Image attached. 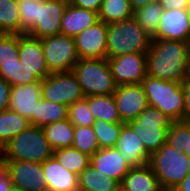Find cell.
Wrapping results in <instances>:
<instances>
[{
  "label": "cell",
  "instance_id": "obj_1",
  "mask_svg": "<svg viewBox=\"0 0 190 191\" xmlns=\"http://www.w3.org/2000/svg\"><path fill=\"white\" fill-rule=\"evenodd\" d=\"M190 43L152 39L147 52V75L181 83L189 74Z\"/></svg>",
  "mask_w": 190,
  "mask_h": 191
},
{
  "label": "cell",
  "instance_id": "obj_2",
  "mask_svg": "<svg viewBox=\"0 0 190 191\" xmlns=\"http://www.w3.org/2000/svg\"><path fill=\"white\" fill-rule=\"evenodd\" d=\"M151 36L132 18L108 24L107 59L129 53H147Z\"/></svg>",
  "mask_w": 190,
  "mask_h": 191
},
{
  "label": "cell",
  "instance_id": "obj_3",
  "mask_svg": "<svg viewBox=\"0 0 190 191\" xmlns=\"http://www.w3.org/2000/svg\"><path fill=\"white\" fill-rule=\"evenodd\" d=\"M3 161H32L43 163L53 157L54 150L42 127L30 125L13 137L3 148Z\"/></svg>",
  "mask_w": 190,
  "mask_h": 191
},
{
  "label": "cell",
  "instance_id": "obj_4",
  "mask_svg": "<svg viewBox=\"0 0 190 191\" xmlns=\"http://www.w3.org/2000/svg\"><path fill=\"white\" fill-rule=\"evenodd\" d=\"M141 84L149 106L159 109L173 122L183 121L184 94L181 83L146 75Z\"/></svg>",
  "mask_w": 190,
  "mask_h": 191
},
{
  "label": "cell",
  "instance_id": "obj_5",
  "mask_svg": "<svg viewBox=\"0 0 190 191\" xmlns=\"http://www.w3.org/2000/svg\"><path fill=\"white\" fill-rule=\"evenodd\" d=\"M147 165L161 188L174 189L190 173V158L167 142L150 154Z\"/></svg>",
  "mask_w": 190,
  "mask_h": 191
},
{
  "label": "cell",
  "instance_id": "obj_6",
  "mask_svg": "<svg viewBox=\"0 0 190 191\" xmlns=\"http://www.w3.org/2000/svg\"><path fill=\"white\" fill-rule=\"evenodd\" d=\"M72 71L85 97L112 95L117 88L107 58L79 59Z\"/></svg>",
  "mask_w": 190,
  "mask_h": 191
},
{
  "label": "cell",
  "instance_id": "obj_7",
  "mask_svg": "<svg viewBox=\"0 0 190 191\" xmlns=\"http://www.w3.org/2000/svg\"><path fill=\"white\" fill-rule=\"evenodd\" d=\"M172 120L159 109L148 106L138 117L127 124L138 134L145 149L151 154L167 142Z\"/></svg>",
  "mask_w": 190,
  "mask_h": 191
},
{
  "label": "cell",
  "instance_id": "obj_8",
  "mask_svg": "<svg viewBox=\"0 0 190 191\" xmlns=\"http://www.w3.org/2000/svg\"><path fill=\"white\" fill-rule=\"evenodd\" d=\"M46 65L50 73L72 71L79 61L75 39L58 34L42 38Z\"/></svg>",
  "mask_w": 190,
  "mask_h": 191
},
{
  "label": "cell",
  "instance_id": "obj_9",
  "mask_svg": "<svg viewBox=\"0 0 190 191\" xmlns=\"http://www.w3.org/2000/svg\"><path fill=\"white\" fill-rule=\"evenodd\" d=\"M41 97L69 106L85 96L73 71H65L51 73L41 80Z\"/></svg>",
  "mask_w": 190,
  "mask_h": 191
},
{
  "label": "cell",
  "instance_id": "obj_10",
  "mask_svg": "<svg viewBox=\"0 0 190 191\" xmlns=\"http://www.w3.org/2000/svg\"><path fill=\"white\" fill-rule=\"evenodd\" d=\"M117 85L141 84L147 75V53H129L108 59Z\"/></svg>",
  "mask_w": 190,
  "mask_h": 191
},
{
  "label": "cell",
  "instance_id": "obj_11",
  "mask_svg": "<svg viewBox=\"0 0 190 191\" xmlns=\"http://www.w3.org/2000/svg\"><path fill=\"white\" fill-rule=\"evenodd\" d=\"M13 186L24 191H48L42 163L32 161H3Z\"/></svg>",
  "mask_w": 190,
  "mask_h": 191
},
{
  "label": "cell",
  "instance_id": "obj_12",
  "mask_svg": "<svg viewBox=\"0 0 190 191\" xmlns=\"http://www.w3.org/2000/svg\"><path fill=\"white\" fill-rule=\"evenodd\" d=\"M113 96L122 123L135 120L149 106L142 84L117 85Z\"/></svg>",
  "mask_w": 190,
  "mask_h": 191
},
{
  "label": "cell",
  "instance_id": "obj_13",
  "mask_svg": "<svg viewBox=\"0 0 190 191\" xmlns=\"http://www.w3.org/2000/svg\"><path fill=\"white\" fill-rule=\"evenodd\" d=\"M107 29L108 24L98 20L74 38L79 59L107 58Z\"/></svg>",
  "mask_w": 190,
  "mask_h": 191
},
{
  "label": "cell",
  "instance_id": "obj_14",
  "mask_svg": "<svg viewBox=\"0 0 190 191\" xmlns=\"http://www.w3.org/2000/svg\"><path fill=\"white\" fill-rule=\"evenodd\" d=\"M69 0H45L40 5L39 20L26 33L37 39L61 34V20Z\"/></svg>",
  "mask_w": 190,
  "mask_h": 191
},
{
  "label": "cell",
  "instance_id": "obj_15",
  "mask_svg": "<svg viewBox=\"0 0 190 191\" xmlns=\"http://www.w3.org/2000/svg\"><path fill=\"white\" fill-rule=\"evenodd\" d=\"M151 39L178 40L190 43V22L187 9H163Z\"/></svg>",
  "mask_w": 190,
  "mask_h": 191
},
{
  "label": "cell",
  "instance_id": "obj_16",
  "mask_svg": "<svg viewBox=\"0 0 190 191\" xmlns=\"http://www.w3.org/2000/svg\"><path fill=\"white\" fill-rule=\"evenodd\" d=\"M116 148L131 168L148 164L150 153L145 149L138 134L127 123L121 127Z\"/></svg>",
  "mask_w": 190,
  "mask_h": 191
},
{
  "label": "cell",
  "instance_id": "obj_17",
  "mask_svg": "<svg viewBox=\"0 0 190 191\" xmlns=\"http://www.w3.org/2000/svg\"><path fill=\"white\" fill-rule=\"evenodd\" d=\"M20 62L32 71L40 80L50 73L44 57L42 40L27 34L19 35Z\"/></svg>",
  "mask_w": 190,
  "mask_h": 191
},
{
  "label": "cell",
  "instance_id": "obj_18",
  "mask_svg": "<svg viewBox=\"0 0 190 191\" xmlns=\"http://www.w3.org/2000/svg\"><path fill=\"white\" fill-rule=\"evenodd\" d=\"M41 80L18 86H12L9 109L18 112L33 126V114L41 100Z\"/></svg>",
  "mask_w": 190,
  "mask_h": 191
},
{
  "label": "cell",
  "instance_id": "obj_19",
  "mask_svg": "<svg viewBox=\"0 0 190 191\" xmlns=\"http://www.w3.org/2000/svg\"><path fill=\"white\" fill-rule=\"evenodd\" d=\"M90 165L121 184L123 178L131 169L117 148L98 149L90 157Z\"/></svg>",
  "mask_w": 190,
  "mask_h": 191
},
{
  "label": "cell",
  "instance_id": "obj_20",
  "mask_svg": "<svg viewBox=\"0 0 190 191\" xmlns=\"http://www.w3.org/2000/svg\"><path fill=\"white\" fill-rule=\"evenodd\" d=\"M48 191H79L78 175L67 170L54 157L42 163Z\"/></svg>",
  "mask_w": 190,
  "mask_h": 191
},
{
  "label": "cell",
  "instance_id": "obj_21",
  "mask_svg": "<svg viewBox=\"0 0 190 191\" xmlns=\"http://www.w3.org/2000/svg\"><path fill=\"white\" fill-rule=\"evenodd\" d=\"M98 20L97 12L81 9L68 3L61 20V34L75 38Z\"/></svg>",
  "mask_w": 190,
  "mask_h": 191
},
{
  "label": "cell",
  "instance_id": "obj_22",
  "mask_svg": "<svg viewBox=\"0 0 190 191\" xmlns=\"http://www.w3.org/2000/svg\"><path fill=\"white\" fill-rule=\"evenodd\" d=\"M121 185L128 191H158L161 188L156 175L148 165L131 168Z\"/></svg>",
  "mask_w": 190,
  "mask_h": 191
},
{
  "label": "cell",
  "instance_id": "obj_23",
  "mask_svg": "<svg viewBox=\"0 0 190 191\" xmlns=\"http://www.w3.org/2000/svg\"><path fill=\"white\" fill-rule=\"evenodd\" d=\"M42 129L53 150L72 147L75 126L69 118L47 124Z\"/></svg>",
  "mask_w": 190,
  "mask_h": 191
},
{
  "label": "cell",
  "instance_id": "obj_24",
  "mask_svg": "<svg viewBox=\"0 0 190 191\" xmlns=\"http://www.w3.org/2000/svg\"><path fill=\"white\" fill-rule=\"evenodd\" d=\"M30 121L11 109L0 112V147L30 126Z\"/></svg>",
  "mask_w": 190,
  "mask_h": 191
},
{
  "label": "cell",
  "instance_id": "obj_25",
  "mask_svg": "<svg viewBox=\"0 0 190 191\" xmlns=\"http://www.w3.org/2000/svg\"><path fill=\"white\" fill-rule=\"evenodd\" d=\"M79 191H116L119 183L89 165L78 175Z\"/></svg>",
  "mask_w": 190,
  "mask_h": 191
},
{
  "label": "cell",
  "instance_id": "obj_26",
  "mask_svg": "<svg viewBox=\"0 0 190 191\" xmlns=\"http://www.w3.org/2000/svg\"><path fill=\"white\" fill-rule=\"evenodd\" d=\"M95 120L109 123H122L118 109L112 95H95L85 97Z\"/></svg>",
  "mask_w": 190,
  "mask_h": 191
},
{
  "label": "cell",
  "instance_id": "obj_27",
  "mask_svg": "<svg viewBox=\"0 0 190 191\" xmlns=\"http://www.w3.org/2000/svg\"><path fill=\"white\" fill-rule=\"evenodd\" d=\"M68 118V106L41 98L33 114V126L44 127L47 124Z\"/></svg>",
  "mask_w": 190,
  "mask_h": 191
},
{
  "label": "cell",
  "instance_id": "obj_28",
  "mask_svg": "<svg viewBox=\"0 0 190 191\" xmlns=\"http://www.w3.org/2000/svg\"><path fill=\"white\" fill-rule=\"evenodd\" d=\"M134 11L128 0H103L98 19L111 24L132 18Z\"/></svg>",
  "mask_w": 190,
  "mask_h": 191
},
{
  "label": "cell",
  "instance_id": "obj_29",
  "mask_svg": "<svg viewBox=\"0 0 190 191\" xmlns=\"http://www.w3.org/2000/svg\"><path fill=\"white\" fill-rule=\"evenodd\" d=\"M53 157L76 175H80L90 165V156L73 147L54 150Z\"/></svg>",
  "mask_w": 190,
  "mask_h": 191
},
{
  "label": "cell",
  "instance_id": "obj_30",
  "mask_svg": "<svg viewBox=\"0 0 190 191\" xmlns=\"http://www.w3.org/2000/svg\"><path fill=\"white\" fill-rule=\"evenodd\" d=\"M0 34L21 35L18 0H0Z\"/></svg>",
  "mask_w": 190,
  "mask_h": 191
},
{
  "label": "cell",
  "instance_id": "obj_31",
  "mask_svg": "<svg viewBox=\"0 0 190 191\" xmlns=\"http://www.w3.org/2000/svg\"><path fill=\"white\" fill-rule=\"evenodd\" d=\"M162 14L163 7L160 1L149 3L134 11L135 19L150 36L156 32Z\"/></svg>",
  "mask_w": 190,
  "mask_h": 191
},
{
  "label": "cell",
  "instance_id": "obj_32",
  "mask_svg": "<svg viewBox=\"0 0 190 191\" xmlns=\"http://www.w3.org/2000/svg\"><path fill=\"white\" fill-rule=\"evenodd\" d=\"M0 77L11 86L31 84L40 79L21 62L18 64L0 66Z\"/></svg>",
  "mask_w": 190,
  "mask_h": 191
},
{
  "label": "cell",
  "instance_id": "obj_33",
  "mask_svg": "<svg viewBox=\"0 0 190 191\" xmlns=\"http://www.w3.org/2000/svg\"><path fill=\"white\" fill-rule=\"evenodd\" d=\"M123 124L124 123H109L103 120L95 121L92 127L99 145V149L116 147Z\"/></svg>",
  "mask_w": 190,
  "mask_h": 191
},
{
  "label": "cell",
  "instance_id": "obj_34",
  "mask_svg": "<svg viewBox=\"0 0 190 191\" xmlns=\"http://www.w3.org/2000/svg\"><path fill=\"white\" fill-rule=\"evenodd\" d=\"M167 143L190 158V122H172L168 130Z\"/></svg>",
  "mask_w": 190,
  "mask_h": 191
},
{
  "label": "cell",
  "instance_id": "obj_35",
  "mask_svg": "<svg viewBox=\"0 0 190 191\" xmlns=\"http://www.w3.org/2000/svg\"><path fill=\"white\" fill-rule=\"evenodd\" d=\"M45 0H18L21 35L26 34L39 20L40 5Z\"/></svg>",
  "mask_w": 190,
  "mask_h": 191
},
{
  "label": "cell",
  "instance_id": "obj_36",
  "mask_svg": "<svg viewBox=\"0 0 190 191\" xmlns=\"http://www.w3.org/2000/svg\"><path fill=\"white\" fill-rule=\"evenodd\" d=\"M72 147L91 157L99 149L93 127H75Z\"/></svg>",
  "mask_w": 190,
  "mask_h": 191
},
{
  "label": "cell",
  "instance_id": "obj_37",
  "mask_svg": "<svg viewBox=\"0 0 190 191\" xmlns=\"http://www.w3.org/2000/svg\"><path fill=\"white\" fill-rule=\"evenodd\" d=\"M19 35L0 34V66L20 63Z\"/></svg>",
  "mask_w": 190,
  "mask_h": 191
},
{
  "label": "cell",
  "instance_id": "obj_38",
  "mask_svg": "<svg viewBox=\"0 0 190 191\" xmlns=\"http://www.w3.org/2000/svg\"><path fill=\"white\" fill-rule=\"evenodd\" d=\"M68 118L75 127L93 126L96 121L85 97L68 106Z\"/></svg>",
  "mask_w": 190,
  "mask_h": 191
},
{
  "label": "cell",
  "instance_id": "obj_39",
  "mask_svg": "<svg viewBox=\"0 0 190 191\" xmlns=\"http://www.w3.org/2000/svg\"><path fill=\"white\" fill-rule=\"evenodd\" d=\"M12 86L0 77V112L9 109Z\"/></svg>",
  "mask_w": 190,
  "mask_h": 191
},
{
  "label": "cell",
  "instance_id": "obj_40",
  "mask_svg": "<svg viewBox=\"0 0 190 191\" xmlns=\"http://www.w3.org/2000/svg\"><path fill=\"white\" fill-rule=\"evenodd\" d=\"M181 85L184 94L183 121L190 122V77L185 78Z\"/></svg>",
  "mask_w": 190,
  "mask_h": 191
},
{
  "label": "cell",
  "instance_id": "obj_41",
  "mask_svg": "<svg viewBox=\"0 0 190 191\" xmlns=\"http://www.w3.org/2000/svg\"><path fill=\"white\" fill-rule=\"evenodd\" d=\"M103 0H69L72 5L99 13Z\"/></svg>",
  "mask_w": 190,
  "mask_h": 191
},
{
  "label": "cell",
  "instance_id": "obj_42",
  "mask_svg": "<svg viewBox=\"0 0 190 191\" xmlns=\"http://www.w3.org/2000/svg\"><path fill=\"white\" fill-rule=\"evenodd\" d=\"M163 9H187L190 0H159Z\"/></svg>",
  "mask_w": 190,
  "mask_h": 191
},
{
  "label": "cell",
  "instance_id": "obj_43",
  "mask_svg": "<svg viewBox=\"0 0 190 191\" xmlns=\"http://www.w3.org/2000/svg\"><path fill=\"white\" fill-rule=\"evenodd\" d=\"M12 186L8 171L4 162L0 164V191H8Z\"/></svg>",
  "mask_w": 190,
  "mask_h": 191
},
{
  "label": "cell",
  "instance_id": "obj_44",
  "mask_svg": "<svg viewBox=\"0 0 190 191\" xmlns=\"http://www.w3.org/2000/svg\"><path fill=\"white\" fill-rule=\"evenodd\" d=\"M133 11L140 9L141 7L146 6L149 3H153L159 0H128Z\"/></svg>",
  "mask_w": 190,
  "mask_h": 191
},
{
  "label": "cell",
  "instance_id": "obj_45",
  "mask_svg": "<svg viewBox=\"0 0 190 191\" xmlns=\"http://www.w3.org/2000/svg\"><path fill=\"white\" fill-rule=\"evenodd\" d=\"M174 191H190V173L174 188Z\"/></svg>",
  "mask_w": 190,
  "mask_h": 191
},
{
  "label": "cell",
  "instance_id": "obj_46",
  "mask_svg": "<svg viewBox=\"0 0 190 191\" xmlns=\"http://www.w3.org/2000/svg\"><path fill=\"white\" fill-rule=\"evenodd\" d=\"M8 191H24L21 188L15 187V186H11V188Z\"/></svg>",
  "mask_w": 190,
  "mask_h": 191
},
{
  "label": "cell",
  "instance_id": "obj_47",
  "mask_svg": "<svg viewBox=\"0 0 190 191\" xmlns=\"http://www.w3.org/2000/svg\"><path fill=\"white\" fill-rule=\"evenodd\" d=\"M116 191H128V190L124 188L121 184H119Z\"/></svg>",
  "mask_w": 190,
  "mask_h": 191
},
{
  "label": "cell",
  "instance_id": "obj_48",
  "mask_svg": "<svg viewBox=\"0 0 190 191\" xmlns=\"http://www.w3.org/2000/svg\"><path fill=\"white\" fill-rule=\"evenodd\" d=\"M3 162L2 148L0 147V164Z\"/></svg>",
  "mask_w": 190,
  "mask_h": 191
},
{
  "label": "cell",
  "instance_id": "obj_49",
  "mask_svg": "<svg viewBox=\"0 0 190 191\" xmlns=\"http://www.w3.org/2000/svg\"><path fill=\"white\" fill-rule=\"evenodd\" d=\"M158 191H174V189L160 188Z\"/></svg>",
  "mask_w": 190,
  "mask_h": 191
},
{
  "label": "cell",
  "instance_id": "obj_50",
  "mask_svg": "<svg viewBox=\"0 0 190 191\" xmlns=\"http://www.w3.org/2000/svg\"><path fill=\"white\" fill-rule=\"evenodd\" d=\"M187 13H188V18H189V22H190V4L187 7Z\"/></svg>",
  "mask_w": 190,
  "mask_h": 191
},
{
  "label": "cell",
  "instance_id": "obj_51",
  "mask_svg": "<svg viewBox=\"0 0 190 191\" xmlns=\"http://www.w3.org/2000/svg\"><path fill=\"white\" fill-rule=\"evenodd\" d=\"M188 76L190 77V49H189V74Z\"/></svg>",
  "mask_w": 190,
  "mask_h": 191
}]
</instances>
